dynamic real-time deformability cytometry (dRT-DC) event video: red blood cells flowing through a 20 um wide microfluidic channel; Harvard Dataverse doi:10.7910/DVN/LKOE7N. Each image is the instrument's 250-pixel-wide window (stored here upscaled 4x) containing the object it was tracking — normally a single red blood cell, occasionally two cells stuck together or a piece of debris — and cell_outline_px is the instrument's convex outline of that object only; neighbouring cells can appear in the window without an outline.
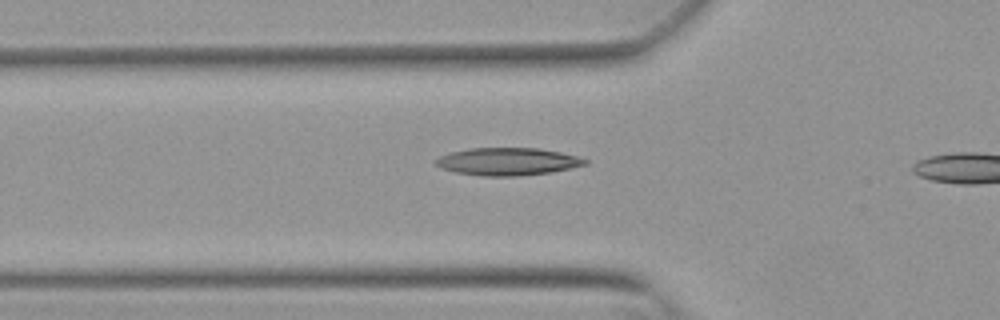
{"species": "Egyptian fruit bat (a non-hibernating species)", "species_latin": "Rousettus aegyptiacus", "temperature_condition": "warm", "stored_images_in_passage": 34, "camera_frame_rate_fps": 3000, "um_per_image_px": 0.085, "animal": {"sex": "female"}, "frame": {"image": 1, "passage_image": 9, "time_ms": 2.667, "image_size_px": [1000, 320], "cell_outline_px": [[588, 164], [552, 172], [520, 176], [480, 176], [456, 172], [440, 168], [432, 160], [440, 156], [452, 152], [468, 148], [540, 148], [560, 152], [576, 156], [588, 160]], "centroid_in_image_um": [43.13, 13.73], "position_along_channel_um": 82.7, "area_um2": 24.1}}
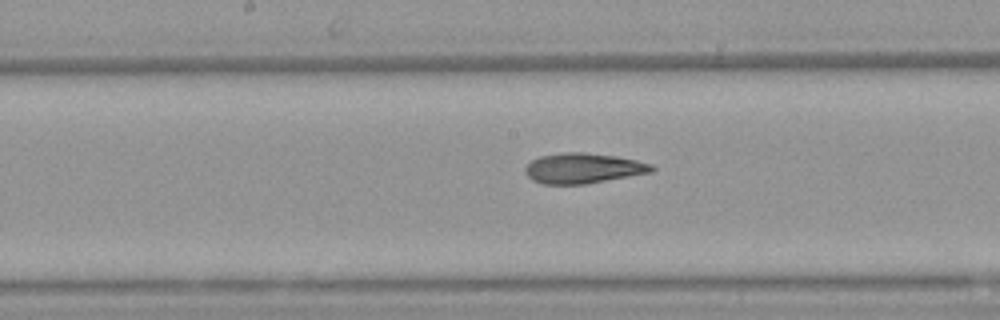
{"frame": {"image": 2, "passage_image": 18, "time_ms": 5.667, "image_size_px": [1000, 320], "cell_outline_px": [[656, 168], [652, 172], [584, 184], [540, 184], [532, 180], [524, 172], [524, 168], [532, 160], [540, 156], [564, 152], [584, 152], [616, 156], [636, 160], [652, 164]], "centroid_in_image_um": [49.55, 14.3], "position_along_channel_um": 198.7, "area_um2": 22.31}}
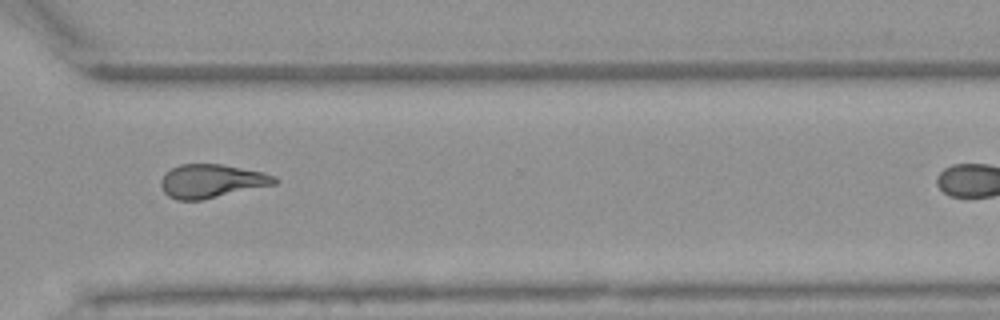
{"frame": {"image": 3, "passage_image": 30, "time_ms": 9.667, "image_size_px": [1000, 320], "cell_outline_px": [[280, 180], [276, 184], [200, 200], [176, 200], [168, 196], [164, 192], [160, 184], [160, 180], [172, 168], [180, 164], [224, 164], [264, 172], [276, 176]], "centroid_in_image_um": [18.02, 15.38], "position_along_channel_um": 352.6, "area_um2": 22.25}}